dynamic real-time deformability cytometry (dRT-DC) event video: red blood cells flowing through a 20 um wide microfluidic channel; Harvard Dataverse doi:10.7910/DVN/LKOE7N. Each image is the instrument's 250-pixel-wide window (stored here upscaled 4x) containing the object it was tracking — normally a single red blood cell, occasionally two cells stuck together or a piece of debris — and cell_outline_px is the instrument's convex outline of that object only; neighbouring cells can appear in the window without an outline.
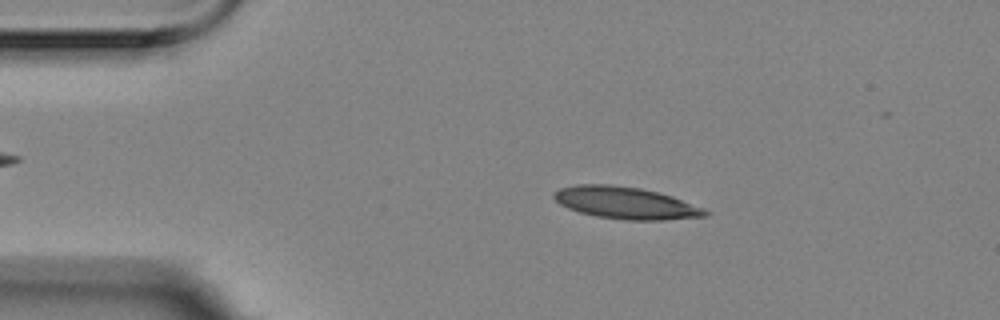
{"species": "Egyptian fruit bat (a non-hibernating species)", "species_latin": "Rousettus aegyptiacus", "temperature_condition": "room temperature", "stored_images_in_passage": 5, "camera_frame_rate_fps": 3000, "um_per_image_px": 0.085, "animal": {"sex": "female"}, "frame": {"image": 1, "passage_image": 2, "time_ms": 0.333, "image_size_px": [1000, 320], "cell_outline_px": [[712, 212], [708, 216], [664, 220], [628, 220], [596, 216], [580, 212], [568, 208], [560, 204], [552, 196], [552, 192], [560, 188], [576, 184], [612, 184], [640, 188], [672, 196], [704, 208]], "centroid_in_image_um": [53.19, 17.24], "position_along_channel_um": 31.8, "area_um2": 28.32}}
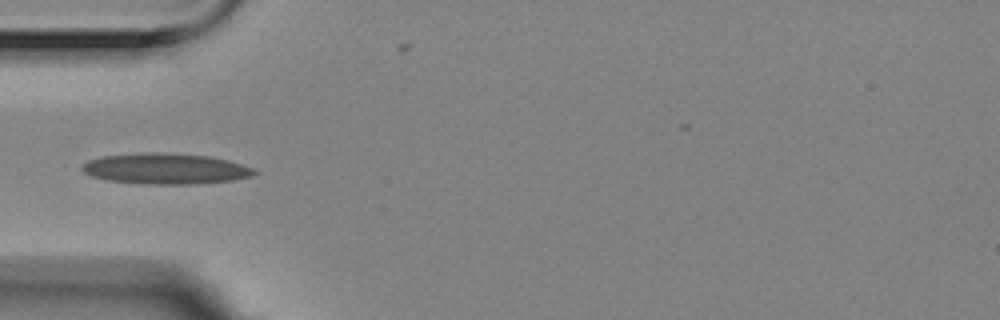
{"frame": {"image": 2, "passage_image": 4, "time_ms": 1.0, "image_size_px": [1000, 320], "cell_outline_px": [[260, 172], [252, 176], [232, 180], [196, 184], [144, 184], [108, 180], [92, 176], [84, 172], [80, 168], [88, 160], [104, 156], [144, 152], [160, 152], [212, 156], [228, 160], [256, 168]], "centroid_in_image_um": [14.13, 14.33], "position_along_channel_um": 70.9, "area_um2": 31.1}}